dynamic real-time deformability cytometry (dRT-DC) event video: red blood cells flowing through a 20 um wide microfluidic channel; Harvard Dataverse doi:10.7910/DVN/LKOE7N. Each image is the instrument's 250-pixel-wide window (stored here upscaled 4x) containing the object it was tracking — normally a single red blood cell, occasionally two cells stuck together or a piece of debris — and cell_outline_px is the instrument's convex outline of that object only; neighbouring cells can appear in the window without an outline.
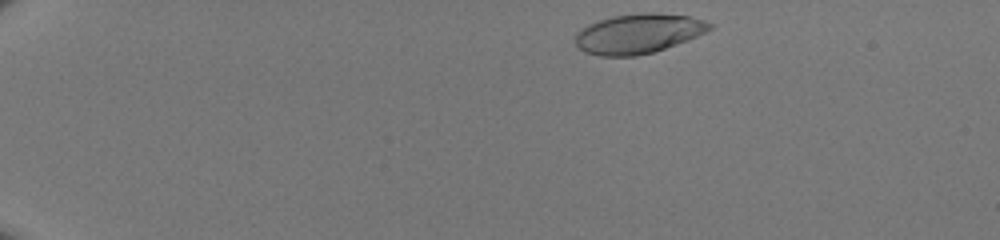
{"species": "human", "species_latin": "Homo sapiens", "temperature_condition": "room temperature", "stored_images_in_passage": 41, "camera_frame_rate_fps": 3000, "um_per_image_px": 0.085, "donor": {"sex": "male"}, "frame": {"image": 1, "passage_image": 1, "time_ms": 0.0, "image_size_px": [1000, 240], "cell_outline_px": [[712, 28], [688, 40], [652, 52], [636, 56], [600, 56], [584, 52], [572, 40], [576, 32], [580, 28], [588, 24], [612, 16], [640, 12], [652, 12], [688, 16], [704, 20], [712, 24]], "centroid_in_image_um": [54.2, 2.85], "position_along_channel_um": 30.8, "area_um2": 31.15}}
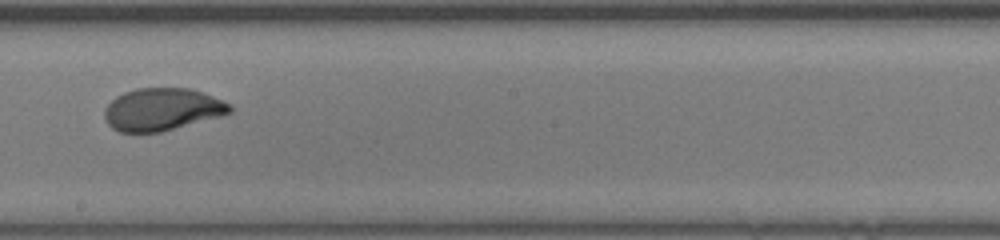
{"frame": {"image": 2, "passage_image": 23, "time_ms": 7.333, "image_size_px": [1000, 240], "cell_outline_px": [[232, 112], [220, 116], [160, 132], [120, 132], [112, 128], [108, 124], [104, 116], [104, 108], [116, 96], [124, 92], [136, 88], [192, 88], [224, 100], [232, 104]], "centroid_in_image_um": [13.79, 9.28], "position_along_channel_um": 234.4, "area_um2": 31.1}}
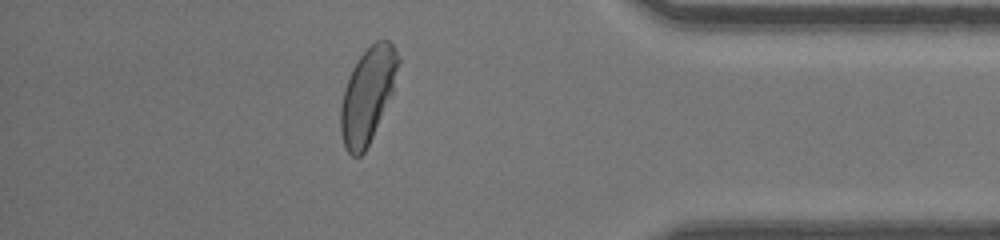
{"frame": {"image": 3, "passage_image": 36, "time_ms": 11.667, "image_size_px": [1000, 240], "cell_outline_px": [[400, 60], [392, 92], [372, 136], [364, 152], [360, 156], [352, 156], [348, 152], [344, 144], [340, 132], [340, 108], [344, 88], [352, 68], [360, 56], [376, 40], [388, 40], [392, 44], [400, 56]], "centroid_in_image_um": [31.23, 8.06], "position_along_channel_um": 404.0, "area_um2": 31.33}}